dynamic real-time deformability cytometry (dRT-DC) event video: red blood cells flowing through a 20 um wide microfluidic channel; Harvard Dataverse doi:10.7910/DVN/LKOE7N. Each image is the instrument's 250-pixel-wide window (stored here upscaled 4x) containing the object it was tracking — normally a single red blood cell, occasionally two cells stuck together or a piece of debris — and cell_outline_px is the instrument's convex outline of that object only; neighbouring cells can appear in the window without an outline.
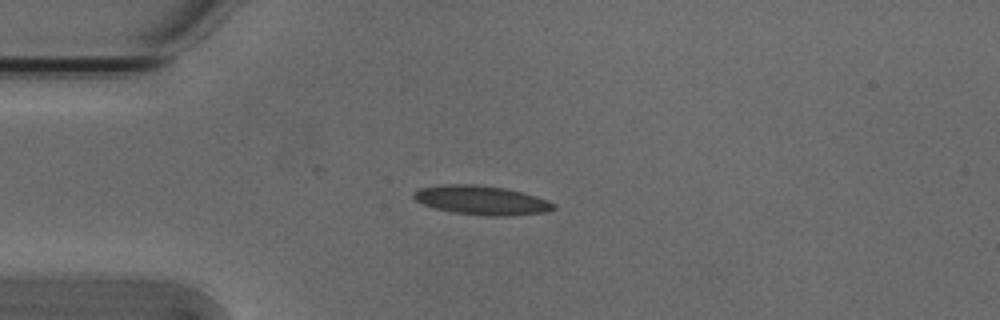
{"species": "Egyptian fruit bat (a non-hibernating species)", "species_latin": "Rousettus aegyptiacus", "temperature_condition": "cold", "stored_images_in_passage": 6, "camera_frame_rate_fps": 3000, "um_per_image_px": 0.085, "animal": {"sex": "male"}, "frame": {"image": 1, "passage_image": 3, "time_ms": 0.667, "image_size_px": [1000, 320], "cell_outline_px": [[556, 208], [544, 212], [512, 216], [484, 216], [452, 212], [436, 208], [424, 204], [416, 200], [412, 196], [412, 192], [420, 188], [444, 184], [476, 184], [504, 188], [536, 196], [548, 200], [556, 204]], "centroid_in_image_um": [40.93, 17.02], "position_along_channel_um": 44.1, "area_um2": 23.76}}